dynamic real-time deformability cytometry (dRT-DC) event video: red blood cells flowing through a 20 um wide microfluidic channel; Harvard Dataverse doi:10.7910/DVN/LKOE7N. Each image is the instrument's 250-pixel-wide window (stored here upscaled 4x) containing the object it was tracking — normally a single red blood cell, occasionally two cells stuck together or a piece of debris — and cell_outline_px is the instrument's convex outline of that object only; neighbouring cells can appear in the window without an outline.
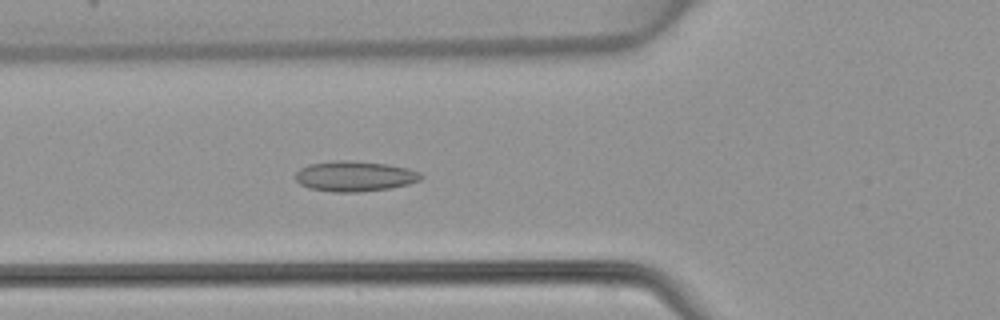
{"species": "common noctule bat (a hibernating species)", "species_latin": "Nyctalus noctula", "temperature_condition": "warm", "stored_images_in_passage": 49, "camera_frame_rate_fps": 3000, "um_per_image_px": 0.085, "animal": {"sex": "female", "body_mass_g": 22.7, "forearm_length_mm": 54.2}, "frame": {"image": 1, "passage_image": 18, "time_ms": 5.667, "image_size_px": [1000, 320], "cell_outline_px": [[424, 176], [420, 180], [408, 184], [392, 188], [356, 192], [332, 192], [308, 188], [300, 184], [296, 180], [296, 172], [300, 168], [308, 164], [332, 160], [348, 160], [388, 164], [408, 168], [420, 172]], "centroid_in_image_um": [30.14, 14.97], "position_along_channel_um": 95.7, "area_um2": 22.43}}
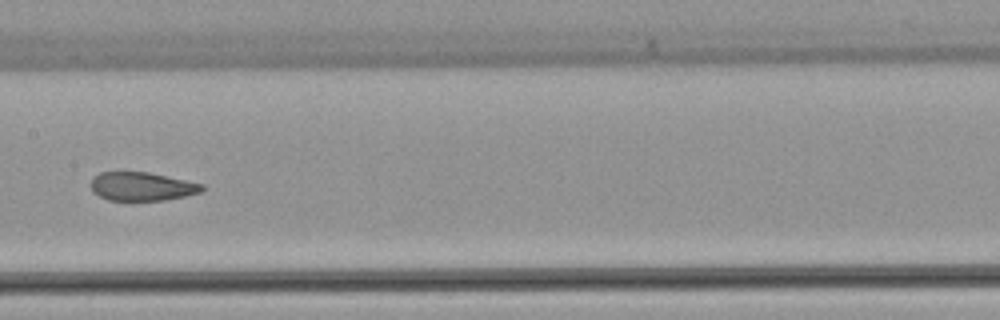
{"frame": {"image": 2, "passage_image": 25, "time_ms": 8.0, "image_size_px": [1000, 320], "cell_outline_px": [[204, 192], [164, 200], [108, 200], [92, 192], [92, 176], [100, 172], [148, 172], [204, 184]], "centroid_in_image_um": [12.07, 15.84], "position_along_channel_um": 195.3, "area_um2": 18.5}}
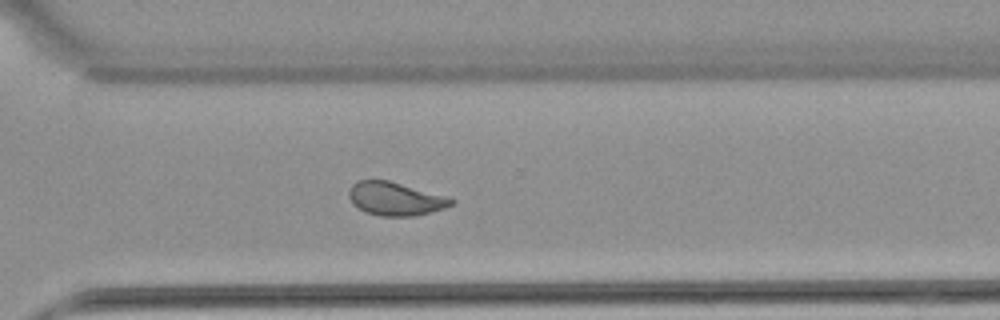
{"frame": {"image": 3, "passage_image": 35, "time_ms": 11.333, "image_size_px": [1000, 320], "cell_outline_px": [[456, 200], [452, 204], [444, 208], [412, 216], [380, 216], [368, 212], [352, 204], [348, 196], [348, 188], [356, 180], [388, 180], [452, 196]], "centroid_in_image_um": [33.63, 16.87], "position_along_channel_um": 337.0, "area_um2": 20.17}}